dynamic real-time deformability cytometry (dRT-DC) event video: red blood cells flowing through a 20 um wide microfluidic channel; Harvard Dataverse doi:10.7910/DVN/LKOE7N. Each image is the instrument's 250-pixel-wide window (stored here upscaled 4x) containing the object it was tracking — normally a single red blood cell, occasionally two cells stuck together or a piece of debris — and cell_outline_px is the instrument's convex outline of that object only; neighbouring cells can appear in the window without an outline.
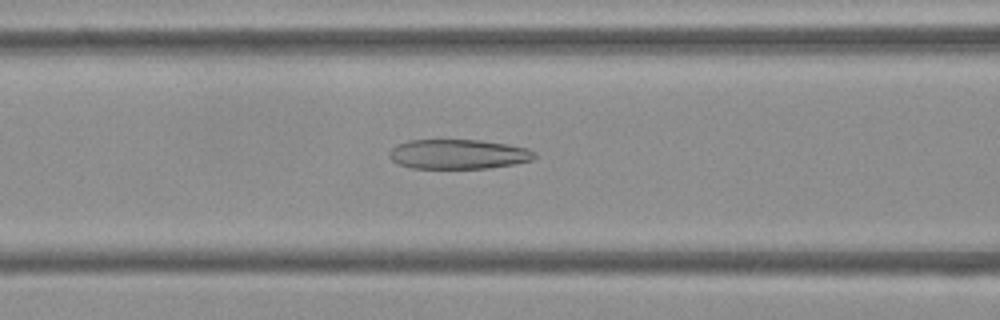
{"species": "Egyptian fruit bat (a non-hibernating species)", "species_latin": "Rousettus aegyptiacus", "temperature_condition": "cold", "stored_images_in_passage": 42, "camera_frame_rate_fps": 3000, "um_per_image_px": 0.085, "frame": {"image": 1, "passage_image": 10, "time_ms": 3.0, "image_size_px": [1000, 320], "cell_outline_px": [[536, 156], [532, 160], [512, 164], [488, 168], [412, 168], [396, 164], [388, 156], [388, 152], [396, 144], [408, 140], [480, 140], [508, 144], [528, 148], [536, 152]], "centroid_in_image_um": [38.92, 13.1], "position_along_channel_um": 127.7, "area_um2": 25.26}}
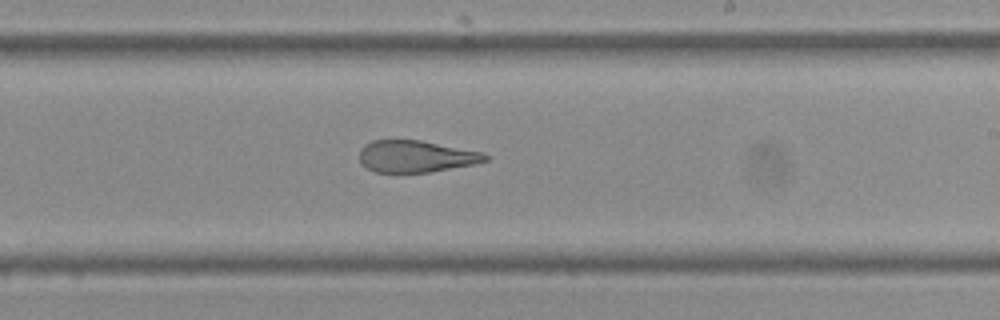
{"frame": {"image": 2, "passage_image": 20, "time_ms": 6.333, "image_size_px": [1000, 320], "cell_outline_px": [[488, 160], [476, 164], [428, 172], [396, 176], [376, 172], [368, 168], [360, 160], [360, 148], [364, 144], [372, 140], [420, 140], [484, 152], [488, 156]], "centroid_in_image_um": [35.34, 13.33], "position_along_channel_um": 253.7, "area_um2": 24.04}}
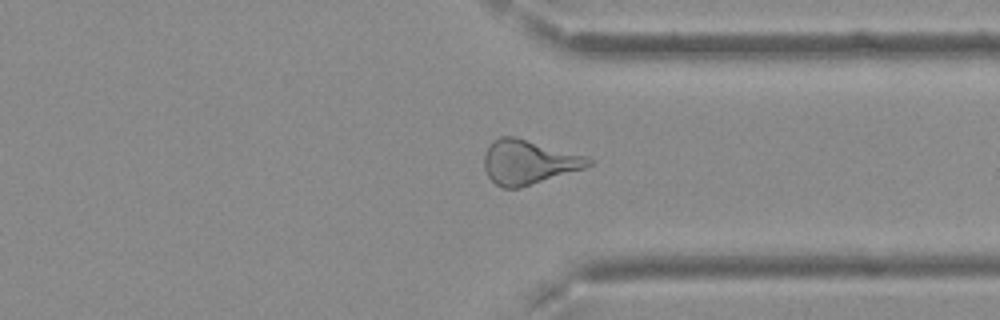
{"frame": {"image": 3, "passage_image": 29, "time_ms": 9.333, "image_size_px": [1000, 320], "cell_outline_px": [[592, 164], [584, 168], [520, 188], [504, 188], [496, 184], [488, 176], [484, 168], [484, 152], [488, 144], [492, 140], [500, 136], [516, 136], [588, 156], [592, 160]], "centroid_in_image_um": [44.9, 13.75], "position_along_channel_um": 366.5, "area_um2": 27.17}, "authors_computed_cell_mechanics": {"area_um2": 26.1834, "velocity_mm_per_s": 3.7735, "shape_relaxation_time_tau1_ms": null, "shape_relaxation_time_tau2_ms": 1.6102, "deformation_change_tau1": null, "deformation_change_tau2": 0.1176}}